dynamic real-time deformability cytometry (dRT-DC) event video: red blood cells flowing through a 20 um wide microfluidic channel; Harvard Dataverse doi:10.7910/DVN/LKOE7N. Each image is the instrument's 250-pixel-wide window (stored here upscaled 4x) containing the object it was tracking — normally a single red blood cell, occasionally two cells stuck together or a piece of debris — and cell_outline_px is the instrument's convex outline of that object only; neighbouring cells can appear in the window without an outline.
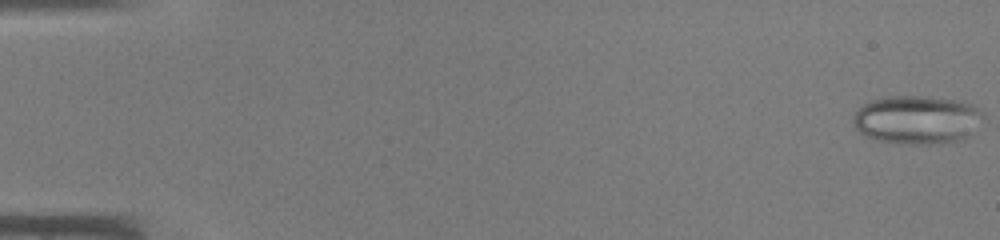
{"species": "common noctule bat (a hibernating species)", "species_latin": "Nyctalus noctula", "temperature_condition": "warm", "stored_images_in_passage": 46, "camera_frame_rate_fps": 3000, "um_per_image_px": 0.085, "animal": {"sex": "male", "body_mass_g": 19.0, "forearm_length_mm": 50.8}, "frame": {"image": 1, "passage_image": 1, "time_ms": 0.0, "image_size_px": [1000, 240], "cell_outline_px": [[984, 116], [968, 136], [956, 140], [928, 144], [900, 144], [880, 140], [868, 136], [860, 132], [856, 128], [852, 120], [852, 116], [868, 100], [884, 96], [928, 96], [956, 100], [972, 104], [984, 112]], "centroid_in_image_um": [77.92, 10.15], "position_along_channel_um": 7.1, "area_um2": 36.65}}
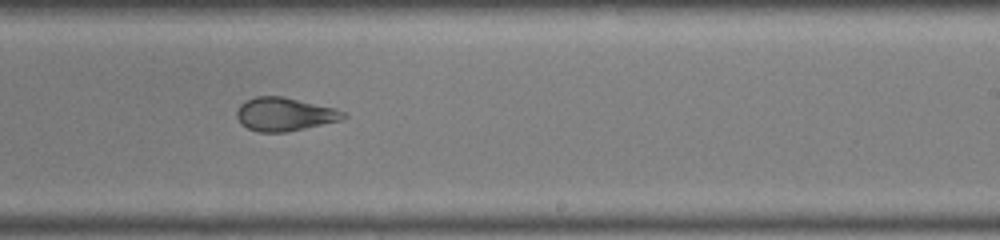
{"frame": {"image": 2, "passage_image": 29, "time_ms": 9.333, "image_size_px": [1000, 240], "cell_outline_px": [[348, 116], [340, 120], [288, 132], [256, 132], [240, 124], [236, 116], [236, 112], [240, 104], [244, 100], [256, 96], [284, 96], [332, 108], [344, 112]], "centroid_in_image_um": [24.12, 9.71], "position_along_channel_um": 264.9, "area_um2": 20.75}}
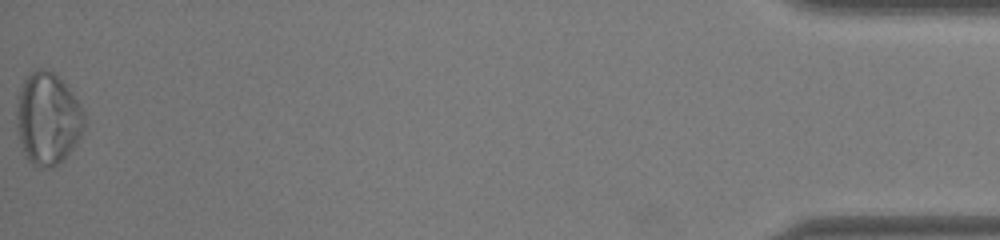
{"frame": {"image": 3, "passage_image": 46, "time_ms": 15.0, "image_size_px": [1000, 240], "cell_outline_px": [[84, 128], [76, 144], [56, 164], [48, 168], [40, 168], [32, 164], [28, 160], [20, 140], [16, 124], [16, 96], [24, 80], [36, 68], [44, 68], [60, 76], [84, 112]], "centroid_in_image_um": [4.03, 10.05], "position_along_channel_um": 431.2, "area_um2": 36.13}}